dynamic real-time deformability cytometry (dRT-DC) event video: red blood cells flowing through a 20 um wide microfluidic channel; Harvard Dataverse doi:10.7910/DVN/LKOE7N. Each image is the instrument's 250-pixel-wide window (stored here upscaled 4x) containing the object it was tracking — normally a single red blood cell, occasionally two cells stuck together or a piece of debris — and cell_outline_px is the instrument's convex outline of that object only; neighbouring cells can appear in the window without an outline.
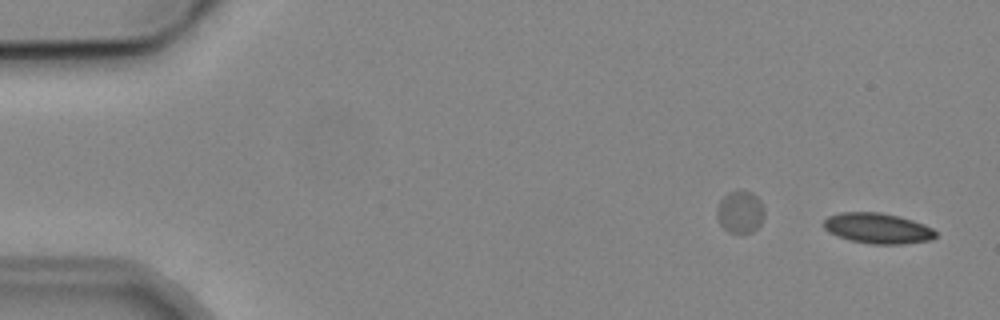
{"species": "common noctule bat (a hibernating species)", "species_latin": "Nyctalus noctula", "temperature_condition": "cold", "stored_images_in_passage": 2, "camera_frame_rate_fps": 3000, "um_per_image_px": 0.085, "animal": {"sex": "male", "body_mass_g": 19.2, "forearm_length_mm": 51.8}, "frame": {"image": 1, "passage_image": 2, "time_ms": 1.333, "image_size_px": [1000, 320], "cell_outline_px": [[936, 236], [932, 240], [904, 244], [872, 244], [848, 240], [828, 232], [820, 224], [828, 216], [840, 212], [880, 212], [912, 220], [924, 224], [932, 228], [936, 232]], "centroid_in_image_um": [74.57, 19.41], "position_along_channel_um": 10.4, "area_um2": 20.06}}